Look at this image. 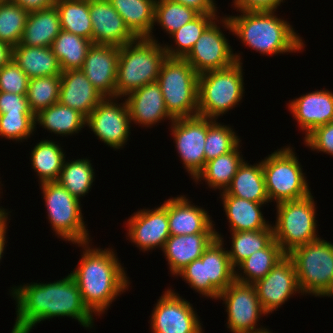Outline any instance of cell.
I'll return each mask as SVG.
<instances>
[{
	"label": "cell",
	"instance_id": "obj_1",
	"mask_svg": "<svg viewBox=\"0 0 333 333\" xmlns=\"http://www.w3.org/2000/svg\"><path fill=\"white\" fill-rule=\"evenodd\" d=\"M17 318L11 333H30L45 319L72 317L83 327L93 326V313L82 300L78 285L70 274L53 283H31L12 287Z\"/></svg>",
	"mask_w": 333,
	"mask_h": 333
},
{
	"label": "cell",
	"instance_id": "obj_2",
	"mask_svg": "<svg viewBox=\"0 0 333 333\" xmlns=\"http://www.w3.org/2000/svg\"><path fill=\"white\" fill-rule=\"evenodd\" d=\"M88 244H78L85 246V251L78 267L70 275L78 285L84 304L99 316L120 293L128 289L130 282L113 249H90Z\"/></svg>",
	"mask_w": 333,
	"mask_h": 333
},
{
	"label": "cell",
	"instance_id": "obj_3",
	"mask_svg": "<svg viewBox=\"0 0 333 333\" xmlns=\"http://www.w3.org/2000/svg\"><path fill=\"white\" fill-rule=\"evenodd\" d=\"M237 16H227L221 22L253 50L263 55L300 51L302 38L285 20L273 11H240Z\"/></svg>",
	"mask_w": 333,
	"mask_h": 333
},
{
	"label": "cell",
	"instance_id": "obj_4",
	"mask_svg": "<svg viewBox=\"0 0 333 333\" xmlns=\"http://www.w3.org/2000/svg\"><path fill=\"white\" fill-rule=\"evenodd\" d=\"M163 44L148 38H136L120 47L116 77V98H121L156 82L167 59Z\"/></svg>",
	"mask_w": 333,
	"mask_h": 333
},
{
	"label": "cell",
	"instance_id": "obj_5",
	"mask_svg": "<svg viewBox=\"0 0 333 333\" xmlns=\"http://www.w3.org/2000/svg\"><path fill=\"white\" fill-rule=\"evenodd\" d=\"M242 64L236 61L229 67L198 75L197 115L217 120L238 105L244 93Z\"/></svg>",
	"mask_w": 333,
	"mask_h": 333
},
{
	"label": "cell",
	"instance_id": "obj_6",
	"mask_svg": "<svg viewBox=\"0 0 333 333\" xmlns=\"http://www.w3.org/2000/svg\"><path fill=\"white\" fill-rule=\"evenodd\" d=\"M223 242L221 234L216 231V238L200 259L192 261L177 274L195 291L213 299H218L220 292L235 280V268Z\"/></svg>",
	"mask_w": 333,
	"mask_h": 333
},
{
	"label": "cell",
	"instance_id": "obj_7",
	"mask_svg": "<svg viewBox=\"0 0 333 333\" xmlns=\"http://www.w3.org/2000/svg\"><path fill=\"white\" fill-rule=\"evenodd\" d=\"M287 255L293 261L303 295H333V243L319 238Z\"/></svg>",
	"mask_w": 333,
	"mask_h": 333
},
{
	"label": "cell",
	"instance_id": "obj_8",
	"mask_svg": "<svg viewBox=\"0 0 333 333\" xmlns=\"http://www.w3.org/2000/svg\"><path fill=\"white\" fill-rule=\"evenodd\" d=\"M198 75L185 59L167 57L163 62L157 82L173 119L197 115Z\"/></svg>",
	"mask_w": 333,
	"mask_h": 333
},
{
	"label": "cell",
	"instance_id": "obj_9",
	"mask_svg": "<svg viewBox=\"0 0 333 333\" xmlns=\"http://www.w3.org/2000/svg\"><path fill=\"white\" fill-rule=\"evenodd\" d=\"M267 196L276 204L303 199L311 194L297 156L290 147L281 148L262 160Z\"/></svg>",
	"mask_w": 333,
	"mask_h": 333
},
{
	"label": "cell",
	"instance_id": "obj_10",
	"mask_svg": "<svg viewBox=\"0 0 333 333\" xmlns=\"http://www.w3.org/2000/svg\"><path fill=\"white\" fill-rule=\"evenodd\" d=\"M315 206L312 194L303 199L285 201L276 205L274 240L285 254L320 238L316 234Z\"/></svg>",
	"mask_w": 333,
	"mask_h": 333
},
{
	"label": "cell",
	"instance_id": "obj_11",
	"mask_svg": "<svg viewBox=\"0 0 333 333\" xmlns=\"http://www.w3.org/2000/svg\"><path fill=\"white\" fill-rule=\"evenodd\" d=\"M43 198L52 230L73 244L89 243V231L83 221L80 200L71 195L58 181L41 184Z\"/></svg>",
	"mask_w": 333,
	"mask_h": 333
},
{
	"label": "cell",
	"instance_id": "obj_12",
	"mask_svg": "<svg viewBox=\"0 0 333 333\" xmlns=\"http://www.w3.org/2000/svg\"><path fill=\"white\" fill-rule=\"evenodd\" d=\"M222 299L228 314L227 327L232 333H256L265 328H256L262 314H266L261 307L254 284L242 283L234 280L218 297Z\"/></svg>",
	"mask_w": 333,
	"mask_h": 333
},
{
	"label": "cell",
	"instance_id": "obj_13",
	"mask_svg": "<svg viewBox=\"0 0 333 333\" xmlns=\"http://www.w3.org/2000/svg\"><path fill=\"white\" fill-rule=\"evenodd\" d=\"M155 306L150 324L153 333H203L192 304L172 289H167Z\"/></svg>",
	"mask_w": 333,
	"mask_h": 333
},
{
	"label": "cell",
	"instance_id": "obj_14",
	"mask_svg": "<svg viewBox=\"0 0 333 333\" xmlns=\"http://www.w3.org/2000/svg\"><path fill=\"white\" fill-rule=\"evenodd\" d=\"M115 97H105L86 117L91 131L113 149L125 146L130 135V123L126 102L116 103Z\"/></svg>",
	"mask_w": 333,
	"mask_h": 333
},
{
	"label": "cell",
	"instance_id": "obj_15",
	"mask_svg": "<svg viewBox=\"0 0 333 333\" xmlns=\"http://www.w3.org/2000/svg\"><path fill=\"white\" fill-rule=\"evenodd\" d=\"M170 128H172L179 157L188 173L191 174V178L195 179L206 164L204 146L207 117L195 115L174 119Z\"/></svg>",
	"mask_w": 333,
	"mask_h": 333
},
{
	"label": "cell",
	"instance_id": "obj_16",
	"mask_svg": "<svg viewBox=\"0 0 333 333\" xmlns=\"http://www.w3.org/2000/svg\"><path fill=\"white\" fill-rule=\"evenodd\" d=\"M213 21L202 33L189 54L184 58L198 74L229 67L241 62L233 53L227 38Z\"/></svg>",
	"mask_w": 333,
	"mask_h": 333
},
{
	"label": "cell",
	"instance_id": "obj_17",
	"mask_svg": "<svg viewBox=\"0 0 333 333\" xmlns=\"http://www.w3.org/2000/svg\"><path fill=\"white\" fill-rule=\"evenodd\" d=\"M257 296L267 314L278 309L292 294L302 293L292 259L286 254L273 269L254 284Z\"/></svg>",
	"mask_w": 333,
	"mask_h": 333
},
{
	"label": "cell",
	"instance_id": "obj_18",
	"mask_svg": "<svg viewBox=\"0 0 333 333\" xmlns=\"http://www.w3.org/2000/svg\"><path fill=\"white\" fill-rule=\"evenodd\" d=\"M128 237L140 247L148 251L160 247L163 250L166 240L170 236L168 222V200L160 207L143 209L134 213L127 221Z\"/></svg>",
	"mask_w": 333,
	"mask_h": 333
},
{
	"label": "cell",
	"instance_id": "obj_19",
	"mask_svg": "<svg viewBox=\"0 0 333 333\" xmlns=\"http://www.w3.org/2000/svg\"><path fill=\"white\" fill-rule=\"evenodd\" d=\"M119 52L118 46L92 44L80 69L104 97L116 98Z\"/></svg>",
	"mask_w": 333,
	"mask_h": 333
},
{
	"label": "cell",
	"instance_id": "obj_20",
	"mask_svg": "<svg viewBox=\"0 0 333 333\" xmlns=\"http://www.w3.org/2000/svg\"><path fill=\"white\" fill-rule=\"evenodd\" d=\"M89 15L93 44L121 47L136 39L108 0H89Z\"/></svg>",
	"mask_w": 333,
	"mask_h": 333
},
{
	"label": "cell",
	"instance_id": "obj_21",
	"mask_svg": "<svg viewBox=\"0 0 333 333\" xmlns=\"http://www.w3.org/2000/svg\"><path fill=\"white\" fill-rule=\"evenodd\" d=\"M125 97L129 117L134 123L145 127L153 126L165 118L174 120L168 113L161 87L153 82L129 93Z\"/></svg>",
	"mask_w": 333,
	"mask_h": 333
},
{
	"label": "cell",
	"instance_id": "obj_22",
	"mask_svg": "<svg viewBox=\"0 0 333 333\" xmlns=\"http://www.w3.org/2000/svg\"><path fill=\"white\" fill-rule=\"evenodd\" d=\"M305 137L315 128L333 121V92L317 90L292 100L288 105Z\"/></svg>",
	"mask_w": 333,
	"mask_h": 333
},
{
	"label": "cell",
	"instance_id": "obj_23",
	"mask_svg": "<svg viewBox=\"0 0 333 333\" xmlns=\"http://www.w3.org/2000/svg\"><path fill=\"white\" fill-rule=\"evenodd\" d=\"M58 102L79 111L87 117L105 98L80 70H67L61 73Z\"/></svg>",
	"mask_w": 333,
	"mask_h": 333
},
{
	"label": "cell",
	"instance_id": "obj_24",
	"mask_svg": "<svg viewBox=\"0 0 333 333\" xmlns=\"http://www.w3.org/2000/svg\"><path fill=\"white\" fill-rule=\"evenodd\" d=\"M168 222L170 235L216 233L208 212L185 196L168 199Z\"/></svg>",
	"mask_w": 333,
	"mask_h": 333
},
{
	"label": "cell",
	"instance_id": "obj_25",
	"mask_svg": "<svg viewBox=\"0 0 333 333\" xmlns=\"http://www.w3.org/2000/svg\"><path fill=\"white\" fill-rule=\"evenodd\" d=\"M216 238V233L170 235L163 247L169 269L176 275L194 260L200 259L205 249Z\"/></svg>",
	"mask_w": 333,
	"mask_h": 333
},
{
	"label": "cell",
	"instance_id": "obj_26",
	"mask_svg": "<svg viewBox=\"0 0 333 333\" xmlns=\"http://www.w3.org/2000/svg\"><path fill=\"white\" fill-rule=\"evenodd\" d=\"M61 31L57 8L29 12L20 45L31 47H51Z\"/></svg>",
	"mask_w": 333,
	"mask_h": 333
},
{
	"label": "cell",
	"instance_id": "obj_27",
	"mask_svg": "<svg viewBox=\"0 0 333 333\" xmlns=\"http://www.w3.org/2000/svg\"><path fill=\"white\" fill-rule=\"evenodd\" d=\"M12 59L29 78L57 76L62 73L51 47L18 44L12 49Z\"/></svg>",
	"mask_w": 333,
	"mask_h": 333
},
{
	"label": "cell",
	"instance_id": "obj_28",
	"mask_svg": "<svg viewBox=\"0 0 333 333\" xmlns=\"http://www.w3.org/2000/svg\"><path fill=\"white\" fill-rule=\"evenodd\" d=\"M221 196L231 232L258 231L270 226L260 210L263 203L249 201L229 194H221Z\"/></svg>",
	"mask_w": 333,
	"mask_h": 333
},
{
	"label": "cell",
	"instance_id": "obj_29",
	"mask_svg": "<svg viewBox=\"0 0 333 333\" xmlns=\"http://www.w3.org/2000/svg\"><path fill=\"white\" fill-rule=\"evenodd\" d=\"M123 18L130 32L136 38L156 41L154 28V7L156 0H108Z\"/></svg>",
	"mask_w": 333,
	"mask_h": 333
},
{
	"label": "cell",
	"instance_id": "obj_30",
	"mask_svg": "<svg viewBox=\"0 0 333 333\" xmlns=\"http://www.w3.org/2000/svg\"><path fill=\"white\" fill-rule=\"evenodd\" d=\"M221 193L263 204L270 202L265 187L262 160L254 165L243 161L230 185Z\"/></svg>",
	"mask_w": 333,
	"mask_h": 333
},
{
	"label": "cell",
	"instance_id": "obj_31",
	"mask_svg": "<svg viewBox=\"0 0 333 333\" xmlns=\"http://www.w3.org/2000/svg\"><path fill=\"white\" fill-rule=\"evenodd\" d=\"M36 123L54 134L72 135L79 133L86 125V117L79 111L57 102L39 111L35 117Z\"/></svg>",
	"mask_w": 333,
	"mask_h": 333
},
{
	"label": "cell",
	"instance_id": "obj_32",
	"mask_svg": "<svg viewBox=\"0 0 333 333\" xmlns=\"http://www.w3.org/2000/svg\"><path fill=\"white\" fill-rule=\"evenodd\" d=\"M285 255L280 245L273 240L266 248L256 251L236 266L238 268L236 270H243L244 274L242 276V273L235 270V280L255 284L263 279Z\"/></svg>",
	"mask_w": 333,
	"mask_h": 333
},
{
	"label": "cell",
	"instance_id": "obj_33",
	"mask_svg": "<svg viewBox=\"0 0 333 333\" xmlns=\"http://www.w3.org/2000/svg\"><path fill=\"white\" fill-rule=\"evenodd\" d=\"M239 145L240 143L229 153L206 162L204 169L195 178V182L205 179L210 188L225 191L244 161L240 155Z\"/></svg>",
	"mask_w": 333,
	"mask_h": 333
},
{
	"label": "cell",
	"instance_id": "obj_34",
	"mask_svg": "<svg viewBox=\"0 0 333 333\" xmlns=\"http://www.w3.org/2000/svg\"><path fill=\"white\" fill-rule=\"evenodd\" d=\"M92 44L89 39L61 30L54 39L51 49L62 71L77 70L82 68Z\"/></svg>",
	"mask_w": 333,
	"mask_h": 333
},
{
	"label": "cell",
	"instance_id": "obj_35",
	"mask_svg": "<svg viewBox=\"0 0 333 333\" xmlns=\"http://www.w3.org/2000/svg\"><path fill=\"white\" fill-rule=\"evenodd\" d=\"M61 146L54 141L43 140L31 151L32 166L40 183L58 181L65 160Z\"/></svg>",
	"mask_w": 333,
	"mask_h": 333
},
{
	"label": "cell",
	"instance_id": "obj_36",
	"mask_svg": "<svg viewBox=\"0 0 333 333\" xmlns=\"http://www.w3.org/2000/svg\"><path fill=\"white\" fill-rule=\"evenodd\" d=\"M61 30L92 41V22L89 15V0H57Z\"/></svg>",
	"mask_w": 333,
	"mask_h": 333
},
{
	"label": "cell",
	"instance_id": "obj_37",
	"mask_svg": "<svg viewBox=\"0 0 333 333\" xmlns=\"http://www.w3.org/2000/svg\"><path fill=\"white\" fill-rule=\"evenodd\" d=\"M217 16L216 13L199 14L191 22L186 23L172 33L171 37L175 39L174 43L176 42L177 48L175 47L174 49L171 45L169 46L165 44L164 49L167 57L184 59L192 50L204 30L213 22V20H217Z\"/></svg>",
	"mask_w": 333,
	"mask_h": 333
},
{
	"label": "cell",
	"instance_id": "obj_38",
	"mask_svg": "<svg viewBox=\"0 0 333 333\" xmlns=\"http://www.w3.org/2000/svg\"><path fill=\"white\" fill-rule=\"evenodd\" d=\"M274 240L273 226L258 231L232 232V246L228 251L231 265L236 266L256 251L266 248Z\"/></svg>",
	"mask_w": 333,
	"mask_h": 333
},
{
	"label": "cell",
	"instance_id": "obj_39",
	"mask_svg": "<svg viewBox=\"0 0 333 333\" xmlns=\"http://www.w3.org/2000/svg\"><path fill=\"white\" fill-rule=\"evenodd\" d=\"M94 169L89 159L64 160L58 182L74 197L80 200L92 187Z\"/></svg>",
	"mask_w": 333,
	"mask_h": 333
},
{
	"label": "cell",
	"instance_id": "obj_40",
	"mask_svg": "<svg viewBox=\"0 0 333 333\" xmlns=\"http://www.w3.org/2000/svg\"><path fill=\"white\" fill-rule=\"evenodd\" d=\"M60 84V75L29 79L26 96L29 108L34 115L58 102Z\"/></svg>",
	"mask_w": 333,
	"mask_h": 333
},
{
	"label": "cell",
	"instance_id": "obj_41",
	"mask_svg": "<svg viewBox=\"0 0 333 333\" xmlns=\"http://www.w3.org/2000/svg\"><path fill=\"white\" fill-rule=\"evenodd\" d=\"M28 12L12 0H0V41L15 47L21 41Z\"/></svg>",
	"mask_w": 333,
	"mask_h": 333
},
{
	"label": "cell",
	"instance_id": "obj_42",
	"mask_svg": "<svg viewBox=\"0 0 333 333\" xmlns=\"http://www.w3.org/2000/svg\"><path fill=\"white\" fill-rule=\"evenodd\" d=\"M199 15L197 11L178 2L170 0H156L154 7L155 22L171 35L186 23Z\"/></svg>",
	"mask_w": 333,
	"mask_h": 333
},
{
	"label": "cell",
	"instance_id": "obj_43",
	"mask_svg": "<svg viewBox=\"0 0 333 333\" xmlns=\"http://www.w3.org/2000/svg\"><path fill=\"white\" fill-rule=\"evenodd\" d=\"M232 128L207 118V134L204 146L205 161L208 162L220 155L232 151L240 142Z\"/></svg>",
	"mask_w": 333,
	"mask_h": 333
},
{
	"label": "cell",
	"instance_id": "obj_44",
	"mask_svg": "<svg viewBox=\"0 0 333 333\" xmlns=\"http://www.w3.org/2000/svg\"><path fill=\"white\" fill-rule=\"evenodd\" d=\"M34 117L33 113L0 114V136L22 142V139H27L33 134Z\"/></svg>",
	"mask_w": 333,
	"mask_h": 333
},
{
	"label": "cell",
	"instance_id": "obj_45",
	"mask_svg": "<svg viewBox=\"0 0 333 333\" xmlns=\"http://www.w3.org/2000/svg\"><path fill=\"white\" fill-rule=\"evenodd\" d=\"M29 77L11 59L0 68V91L27 95Z\"/></svg>",
	"mask_w": 333,
	"mask_h": 333
},
{
	"label": "cell",
	"instance_id": "obj_46",
	"mask_svg": "<svg viewBox=\"0 0 333 333\" xmlns=\"http://www.w3.org/2000/svg\"><path fill=\"white\" fill-rule=\"evenodd\" d=\"M304 140L311 150L333 155V121L315 128Z\"/></svg>",
	"mask_w": 333,
	"mask_h": 333
},
{
	"label": "cell",
	"instance_id": "obj_47",
	"mask_svg": "<svg viewBox=\"0 0 333 333\" xmlns=\"http://www.w3.org/2000/svg\"><path fill=\"white\" fill-rule=\"evenodd\" d=\"M32 113L26 95L0 91V114Z\"/></svg>",
	"mask_w": 333,
	"mask_h": 333
},
{
	"label": "cell",
	"instance_id": "obj_48",
	"mask_svg": "<svg viewBox=\"0 0 333 333\" xmlns=\"http://www.w3.org/2000/svg\"><path fill=\"white\" fill-rule=\"evenodd\" d=\"M283 0H234L239 11H276Z\"/></svg>",
	"mask_w": 333,
	"mask_h": 333
},
{
	"label": "cell",
	"instance_id": "obj_49",
	"mask_svg": "<svg viewBox=\"0 0 333 333\" xmlns=\"http://www.w3.org/2000/svg\"><path fill=\"white\" fill-rule=\"evenodd\" d=\"M183 4L189 8L194 9L199 14L216 13L217 7L214 3L215 0H170Z\"/></svg>",
	"mask_w": 333,
	"mask_h": 333
},
{
	"label": "cell",
	"instance_id": "obj_50",
	"mask_svg": "<svg viewBox=\"0 0 333 333\" xmlns=\"http://www.w3.org/2000/svg\"><path fill=\"white\" fill-rule=\"evenodd\" d=\"M25 11L34 12L55 6L57 0H12Z\"/></svg>",
	"mask_w": 333,
	"mask_h": 333
},
{
	"label": "cell",
	"instance_id": "obj_51",
	"mask_svg": "<svg viewBox=\"0 0 333 333\" xmlns=\"http://www.w3.org/2000/svg\"><path fill=\"white\" fill-rule=\"evenodd\" d=\"M12 49L9 44L0 41V68L12 59Z\"/></svg>",
	"mask_w": 333,
	"mask_h": 333
},
{
	"label": "cell",
	"instance_id": "obj_52",
	"mask_svg": "<svg viewBox=\"0 0 333 333\" xmlns=\"http://www.w3.org/2000/svg\"><path fill=\"white\" fill-rule=\"evenodd\" d=\"M7 229V219L0 225V260L2 259L4 253V246L6 242V230Z\"/></svg>",
	"mask_w": 333,
	"mask_h": 333
},
{
	"label": "cell",
	"instance_id": "obj_53",
	"mask_svg": "<svg viewBox=\"0 0 333 333\" xmlns=\"http://www.w3.org/2000/svg\"><path fill=\"white\" fill-rule=\"evenodd\" d=\"M8 213L5 211L4 208H0V225L6 220L8 219Z\"/></svg>",
	"mask_w": 333,
	"mask_h": 333
},
{
	"label": "cell",
	"instance_id": "obj_54",
	"mask_svg": "<svg viewBox=\"0 0 333 333\" xmlns=\"http://www.w3.org/2000/svg\"><path fill=\"white\" fill-rule=\"evenodd\" d=\"M256 333H271V331H269L267 328L261 332H256Z\"/></svg>",
	"mask_w": 333,
	"mask_h": 333
}]
</instances>
